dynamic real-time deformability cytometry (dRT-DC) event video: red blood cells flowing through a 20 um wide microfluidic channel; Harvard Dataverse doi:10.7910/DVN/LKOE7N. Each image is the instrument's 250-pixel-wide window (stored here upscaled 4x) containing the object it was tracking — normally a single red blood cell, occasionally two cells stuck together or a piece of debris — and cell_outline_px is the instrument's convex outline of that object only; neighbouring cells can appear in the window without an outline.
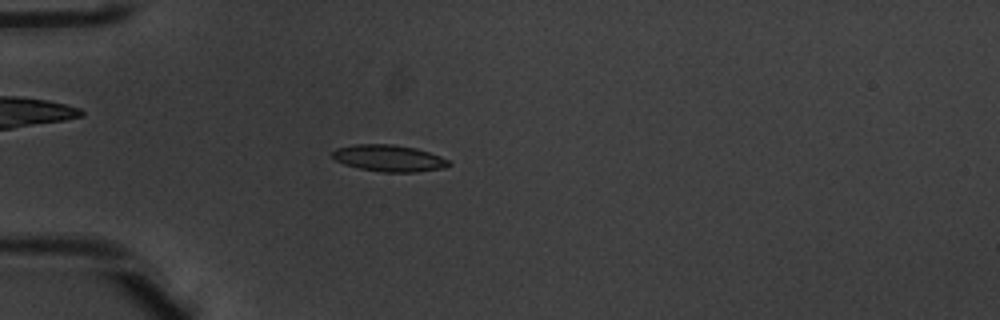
{"species": "common noctule bat (a hibernating species)", "species_latin": "Nyctalus noctula", "temperature_condition": "warm", "stored_images_in_passage": 53, "camera_frame_rate_fps": 3000, "um_per_image_px": 0.085, "animal": {"sex": "male", "body_mass_g": 20.1, "forearm_length_mm": 53.5}, "frame": {"image": 1, "passage_image": 17, "time_ms": 5.333, "image_size_px": [1000, 320], "cell_outline_px": [[452, 164], [444, 168], [416, 172], [384, 172], [360, 168], [344, 164], [336, 160], [332, 156], [332, 152], [336, 148], [356, 144], [396, 144], [416, 148], [440, 156], [448, 160]], "centroid_in_image_um": [33.07, 13.44], "position_along_channel_um": 51.9, "area_um2": 18.03}}
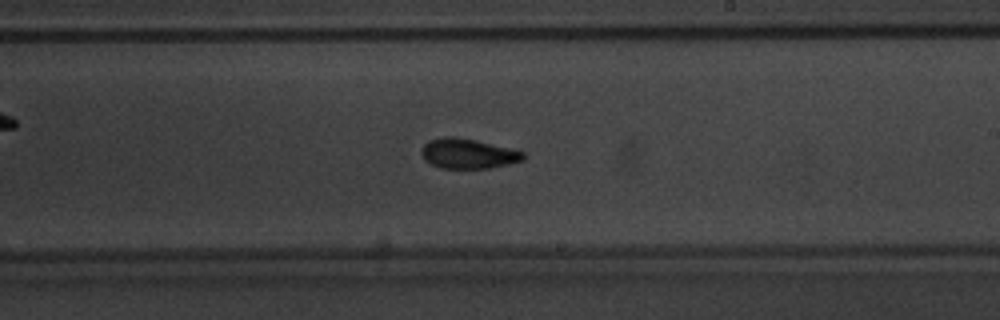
{"frame": {"image": 2, "passage_image": 33, "time_ms": 10.667, "image_size_px": [1000, 320], "cell_outline_px": [[524, 160], [508, 164], [488, 168], [440, 168], [424, 160], [420, 152], [424, 144], [428, 140], [444, 136], [456, 136], [476, 140], [524, 152]], "centroid_in_image_um": [39.73, 13.05], "position_along_channel_um": 249.3, "area_um2": 17.74}}
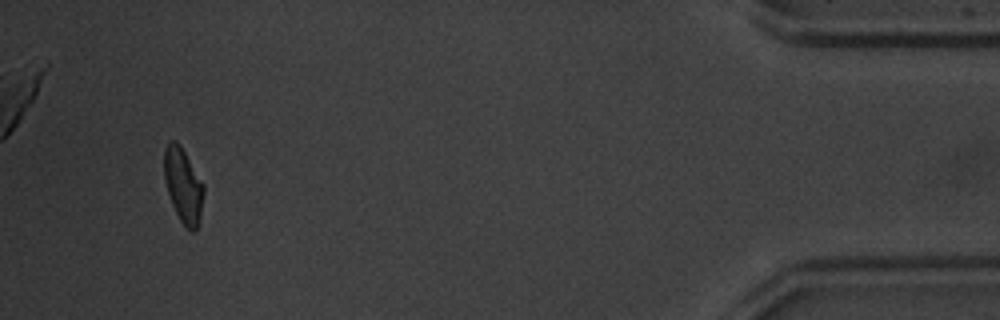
{"frame": {"image": 3, "passage_image": 51, "time_ms": 16.667, "image_size_px": [1000, 320], "cell_outline_px": [[204, 192], [200, 220], [196, 232], [192, 232], [180, 220], [172, 204], [164, 180], [164, 148], [168, 140], [176, 140], [180, 144], [204, 184]], "centroid_in_image_um": [15.58, 15.74], "position_along_channel_um": 419.6, "area_um2": 17.34}, "authors_computed_cell_mechanics": {"area_um2": 17.34, "velocity_mm_per_s": 3.9575, "shape_relaxation_time_tau1_ms": 3.6138, "shape_relaxation_time_tau2_ms": 2.2248, "deformation_change_tau1": 0.147, "deformation_change_tau2": 0.0823}}